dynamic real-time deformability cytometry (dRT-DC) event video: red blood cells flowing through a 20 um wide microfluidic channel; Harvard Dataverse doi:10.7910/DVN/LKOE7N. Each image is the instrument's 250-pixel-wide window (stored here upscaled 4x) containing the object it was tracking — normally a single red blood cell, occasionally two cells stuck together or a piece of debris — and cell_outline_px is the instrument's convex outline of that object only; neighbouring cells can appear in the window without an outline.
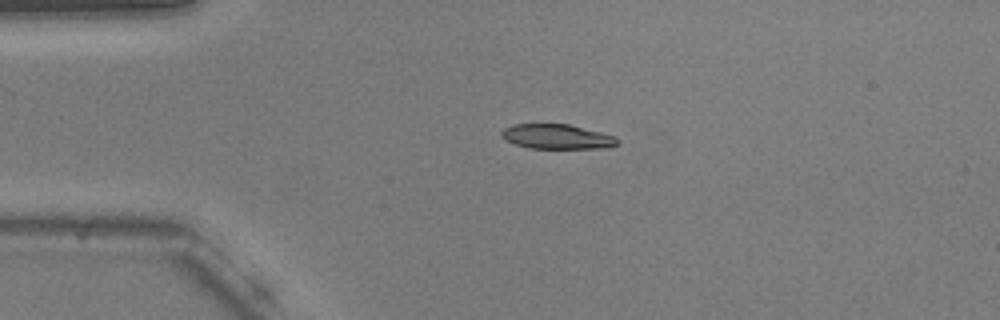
{"species": "common noctule bat (a hibernating species)", "species_latin": "Nyctalus noctula", "temperature_condition": "warm", "stored_images_in_passage": 17, "camera_frame_rate_fps": 3000, "um_per_image_px": 0.085, "animal": {"sex": "male", "body_mass_g": 20.5, "forearm_length_mm": 52.5}, "frame": {"image": 1, "passage_image": 1, "time_ms": 0.0, "image_size_px": [1000, 320], "cell_outline_px": [[620, 140], [616, 144], [608, 148], [528, 148], [504, 140], [500, 136], [500, 132], [504, 128], [512, 124], [568, 124], [616, 136]], "centroid_in_image_um": [47.31, 11.61], "position_along_channel_um": 37.7, "area_um2": 16.76}}